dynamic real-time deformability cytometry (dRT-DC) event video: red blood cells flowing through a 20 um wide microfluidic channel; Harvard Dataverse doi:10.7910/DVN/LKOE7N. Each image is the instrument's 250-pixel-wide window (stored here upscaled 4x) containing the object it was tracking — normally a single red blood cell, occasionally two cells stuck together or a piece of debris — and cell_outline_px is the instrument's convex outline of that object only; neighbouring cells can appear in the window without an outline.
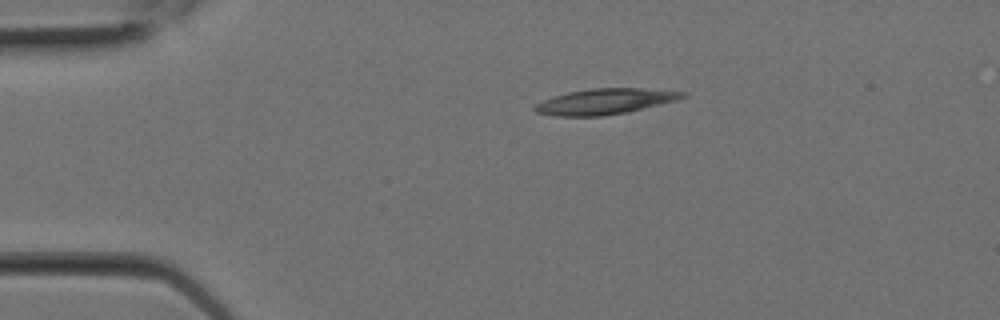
{"species": "Egyptian fruit bat (a non-hibernating species)", "species_latin": "Rousettus aegyptiacus", "temperature_condition": "room temperature", "stored_images_in_passage": 3, "camera_frame_rate_fps": 3000, "um_per_image_px": 0.085, "animal": {"sex": "female"}, "frame": {"image": 1, "passage_image": 1, "time_ms": 0.0, "image_size_px": [1000, 320], "cell_outline_px": [[688, 96], [676, 100], [628, 112], [604, 116], [556, 116], [536, 112], [532, 108], [536, 104], [544, 100], [568, 92], [592, 88], [640, 88], [688, 92]], "centroid_in_image_um": [51.45, 8.62], "position_along_channel_um": 33.5, "area_um2": 21.96}}